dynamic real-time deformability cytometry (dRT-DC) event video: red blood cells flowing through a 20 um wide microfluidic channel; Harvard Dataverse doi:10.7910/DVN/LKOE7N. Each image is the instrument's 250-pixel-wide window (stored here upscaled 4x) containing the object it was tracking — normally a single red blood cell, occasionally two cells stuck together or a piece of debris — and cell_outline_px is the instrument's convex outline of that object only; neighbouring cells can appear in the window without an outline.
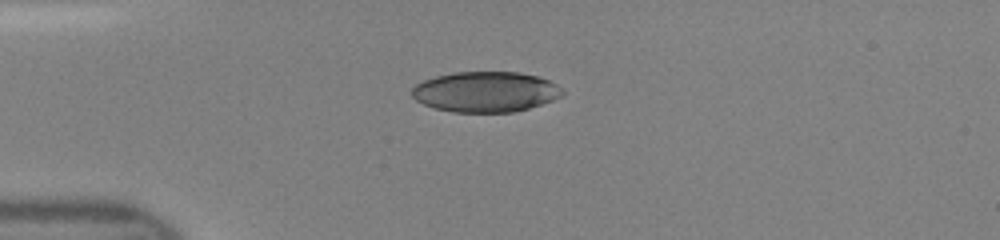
{"species": "human", "species_latin": "Homo sapiens", "temperature_condition": "room temperature", "stored_images_in_passage": 36, "camera_frame_rate_fps": 3000, "um_per_image_px": 0.085, "donor": {"sex": "female"}, "frame": {"image": 1, "passage_image": 1, "time_ms": 0.0, "image_size_px": [1000, 240], "cell_outline_px": [[564, 96], [528, 108], [512, 112], [452, 112], [436, 108], [424, 104], [416, 100], [412, 96], [412, 88], [416, 84], [424, 80], [436, 76], [452, 72], [520, 72], [536, 76], [548, 80], [564, 88]], "centroid_in_image_um": [41.29, 7.8], "position_along_channel_um": 43.7, "area_um2": 35.49}}
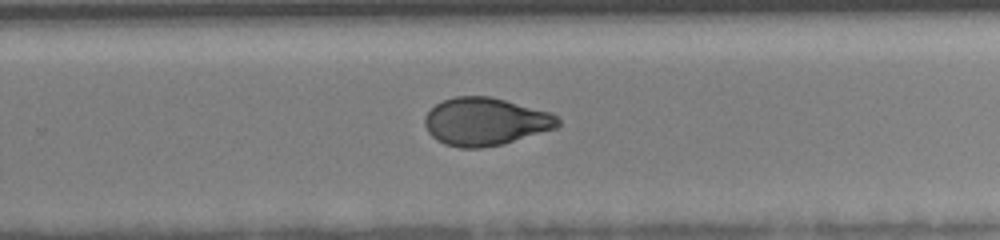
{"frame": {"image": 2, "passage_image": 20, "time_ms": 6.333, "image_size_px": [1000, 240], "cell_outline_px": [[560, 124], [556, 128], [504, 144], [480, 148], [460, 148], [444, 144], [436, 140], [428, 132], [424, 124], [424, 116], [436, 104], [444, 100], [456, 96], [492, 96], [552, 112], [560, 120]], "centroid_in_image_um": [41.27, 10.33], "position_along_channel_um": 288.5, "area_um2": 37.4}}
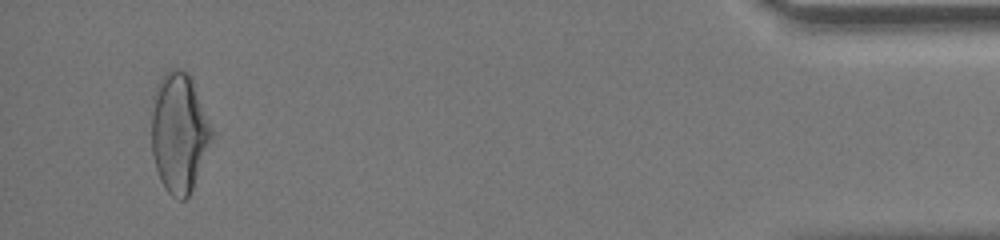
{"frame": {"image": 3, "passage_image": 34, "time_ms": 11.0, "image_size_px": [1000, 240], "cell_outline_px": [[216, 132], [192, 188], [188, 196], [184, 200], [180, 200], [172, 196], [168, 192], [160, 180], [152, 156], [152, 96], [156, 84], [164, 72], [168, 68], [176, 68], [188, 72], [192, 80]], "centroid_in_image_um": [15.23, 11.23], "position_along_channel_um": 420.0, "area_um2": 42.6}}